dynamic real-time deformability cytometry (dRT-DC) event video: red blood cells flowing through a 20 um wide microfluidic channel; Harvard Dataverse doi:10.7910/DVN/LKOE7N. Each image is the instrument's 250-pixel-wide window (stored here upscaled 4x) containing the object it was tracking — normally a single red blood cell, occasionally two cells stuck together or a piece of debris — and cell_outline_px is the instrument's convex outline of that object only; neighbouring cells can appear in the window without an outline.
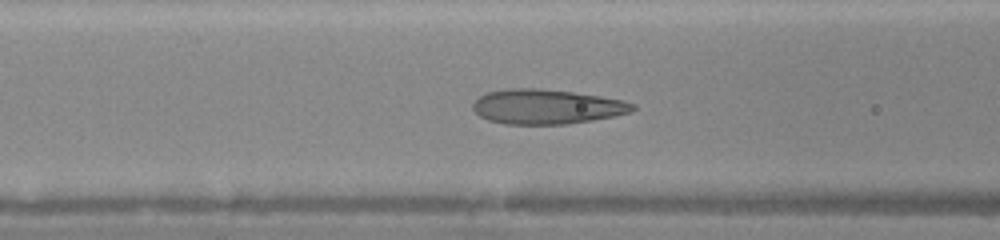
{"species": "human", "species_latin": "Homo sapiens", "temperature_condition": "warm", "stored_images_in_passage": 44, "camera_frame_rate_fps": 3000, "um_per_image_px": 0.085, "donor": {"sex": "female"}, "frame": {"image": 1, "passage_image": 18, "time_ms": 5.667, "image_size_px": [1000, 240], "cell_outline_px": [[636, 108], [632, 112], [592, 120], [568, 124], [504, 124], [488, 120], [480, 116], [472, 108], [472, 104], [480, 96], [488, 92], [508, 88], [536, 88], [572, 92], [600, 96], [624, 100], [636, 104]], "centroid_in_image_um": [46.47, 9.07], "position_along_channel_um": 120.1, "area_um2": 32.31}}
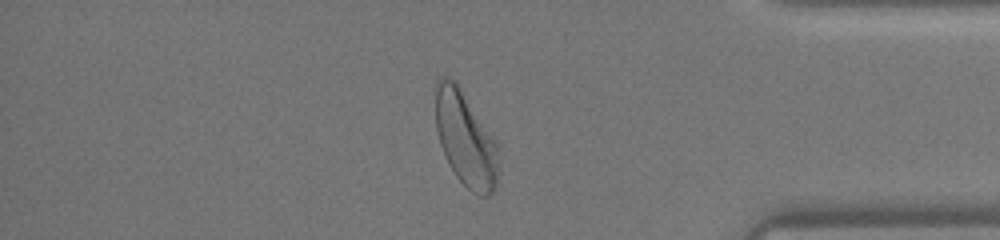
{"frame": {"image": 2, "passage_image": 38, "time_ms": 12.333, "image_size_px": [1000, 240], "cell_outline_px": [[496, 184], [492, 192], [488, 196], [480, 196], [472, 192], [456, 176], [444, 156], [440, 144], [436, 128], [436, 80], [440, 76], [444, 76], [452, 80], [456, 84], [496, 140]], "centroid_in_image_um": [39.53, 11.83], "position_along_channel_um": 395.7, "area_um2": 33.81}}
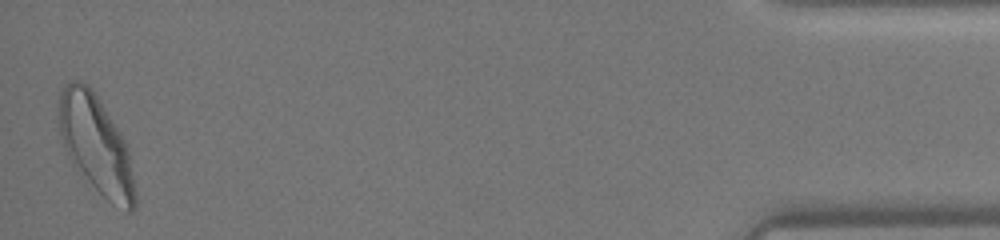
{"frame": {"image": 3, "passage_image": 44, "time_ms": 14.333, "image_size_px": [1000, 240], "cell_outline_px": [[136, 208], [132, 212], [128, 212], [112, 204], [92, 184], [68, 156], [60, 132], [56, 116], [60, 96], [64, 84], [72, 80], [80, 80], [88, 84], [92, 88], [120, 132], [128, 148], [136, 196]], "centroid_in_image_um": [8.16, 12.25], "position_along_channel_um": 427.0, "area_um2": 43.12}}